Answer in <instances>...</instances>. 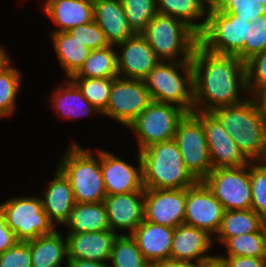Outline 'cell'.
I'll return each instance as SVG.
<instances>
[{
  "label": "cell",
  "mask_w": 266,
  "mask_h": 267,
  "mask_svg": "<svg viewBox=\"0 0 266 267\" xmlns=\"http://www.w3.org/2000/svg\"><path fill=\"white\" fill-rule=\"evenodd\" d=\"M192 67L193 111L212 112L245 101L239 98L241 90L248 92L245 61L235 55L209 52L198 43L192 55Z\"/></svg>",
  "instance_id": "obj_1"
},
{
  "label": "cell",
  "mask_w": 266,
  "mask_h": 267,
  "mask_svg": "<svg viewBox=\"0 0 266 267\" xmlns=\"http://www.w3.org/2000/svg\"><path fill=\"white\" fill-rule=\"evenodd\" d=\"M143 187L149 189H187L198 181L187 170L177 142L154 143L139 151Z\"/></svg>",
  "instance_id": "obj_2"
},
{
  "label": "cell",
  "mask_w": 266,
  "mask_h": 267,
  "mask_svg": "<svg viewBox=\"0 0 266 267\" xmlns=\"http://www.w3.org/2000/svg\"><path fill=\"white\" fill-rule=\"evenodd\" d=\"M212 113L250 162L261 159L266 141V117L254 97L237 105L217 108Z\"/></svg>",
  "instance_id": "obj_3"
},
{
  "label": "cell",
  "mask_w": 266,
  "mask_h": 267,
  "mask_svg": "<svg viewBox=\"0 0 266 267\" xmlns=\"http://www.w3.org/2000/svg\"><path fill=\"white\" fill-rule=\"evenodd\" d=\"M98 160L89 150L72 142L60 159L58 168L69 179L76 203H98L107 196L101 171V151Z\"/></svg>",
  "instance_id": "obj_4"
},
{
  "label": "cell",
  "mask_w": 266,
  "mask_h": 267,
  "mask_svg": "<svg viewBox=\"0 0 266 267\" xmlns=\"http://www.w3.org/2000/svg\"><path fill=\"white\" fill-rule=\"evenodd\" d=\"M140 34L160 61H192L194 49L199 43V35L185 22L160 13ZM178 56L181 59H176Z\"/></svg>",
  "instance_id": "obj_5"
},
{
  "label": "cell",
  "mask_w": 266,
  "mask_h": 267,
  "mask_svg": "<svg viewBox=\"0 0 266 267\" xmlns=\"http://www.w3.org/2000/svg\"><path fill=\"white\" fill-rule=\"evenodd\" d=\"M178 69L183 74L178 72ZM144 82L152 101L174 104L187 113L193 112L192 61H160L146 76Z\"/></svg>",
  "instance_id": "obj_6"
},
{
  "label": "cell",
  "mask_w": 266,
  "mask_h": 267,
  "mask_svg": "<svg viewBox=\"0 0 266 267\" xmlns=\"http://www.w3.org/2000/svg\"><path fill=\"white\" fill-rule=\"evenodd\" d=\"M250 32L251 22L220 12L211 4L206 26L199 34V44L215 54L236 56L249 43Z\"/></svg>",
  "instance_id": "obj_7"
},
{
  "label": "cell",
  "mask_w": 266,
  "mask_h": 267,
  "mask_svg": "<svg viewBox=\"0 0 266 267\" xmlns=\"http://www.w3.org/2000/svg\"><path fill=\"white\" fill-rule=\"evenodd\" d=\"M174 140L177 142L187 170L197 181H203L213 167L201 123V111L185 114L178 123Z\"/></svg>",
  "instance_id": "obj_8"
},
{
  "label": "cell",
  "mask_w": 266,
  "mask_h": 267,
  "mask_svg": "<svg viewBox=\"0 0 266 267\" xmlns=\"http://www.w3.org/2000/svg\"><path fill=\"white\" fill-rule=\"evenodd\" d=\"M186 113L177 105L152 101L127 128L135 132L140 151L174 139L178 123Z\"/></svg>",
  "instance_id": "obj_9"
},
{
  "label": "cell",
  "mask_w": 266,
  "mask_h": 267,
  "mask_svg": "<svg viewBox=\"0 0 266 267\" xmlns=\"http://www.w3.org/2000/svg\"><path fill=\"white\" fill-rule=\"evenodd\" d=\"M7 226L18 241H29L41 235L51 234L55 227L43 209L41 198H11L0 204Z\"/></svg>",
  "instance_id": "obj_10"
},
{
  "label": "cell",
  "mask_w": 266,
  "mask_h": 267,
  "mask_svg": "<svg viewBox=\"0 0 266 267\" xmlns=\"http://www.w3.org/2000/svg\"><path fill=\"white\" fill-rule=\"evenodd\" d=\"M202 182L225 211L251 209L250 163L240 167L212 169Z\"/></svg>",
  "instance_id": "obj_11"
},
{
  "label": "cell",
  "mask_w": 266,
  "mask_h": 267,
  "mask_svg": "<svg viewBox=\"0 0 266 267\" xmlns=\"http://www.w3.org/2000/svg\"><path fill=\"white\" fill-rule=\"evenodd\" d=\"M151 102L144 80L118 76L112 79L110 98L103 115L127 128Z\"/></svg>",
  "instance_id": "obj_12"
},
{
  "label": "cell",
  "mask_w": 266,
  "mask_h": 267,
  "mask_svg": "<svg viewBox=\"0 0 266 267\" xmlns=\"http://www.w3.org/2000/svg\"><path fill=\"white\" fill-rule=\"evenodd\" d=\"M224 211L220 201L202 181L186 189L185 224L216 235Z\"/></svg>",
  "instance_id": "obj_13"
},
{
  "label": "cell",
  "mask_w": 266,
  "mask_h": 267,
  "mask_svg": "<svg viewBox=\"0 0 266 267\" xmlns=\"http://www.w3.org/2000/svg\"><path fill=\"white\" fill-rule=\"evenodd\" d=\"M201 123L213 169L240 167L250 163L212 112L201 111Z\"/></svg>",
  "instance_id": "obj_14"
},
{
  "label": "cell",
  "mask_w": 266,
  "mask_h": 267,
  "mask_svg": "<svg viewBox=\"0 0 266 267\" xmlns=\"http://www.w3.org/2000/svg\"><path fill=\"white\" fill-rule=\"evenodd\" d=\"M186 189L145 188L144 220L176 228L184 223Z\"/></svg>",
  "instance_id": "obj_15"
},
{
  "label": "cell",
  "mask_w": 266,
  "mask_h": 267,
  "mask_svg": "<svg viewBox=\"0 0 266 267\" xmlns=\"http://www.w3.org/2000/svg\"><path fill=\"white\" fill-rule=\"evenodd\" d=\"M119 45L122 50L117 55L118 75L123 78L144 80L160 62L154 50L141 34L127 38Z\"/></svg>",
  "instance_id": "obj_16"
},
{
  "label": "cell",
  "mask_w": 266,
  "mask_h": 267,
  "mask_svg": "<svg viewBox=\"0 0 266 267\" xmlns=\"http://www.w3.org/2000/svg\"><path fill=\"white\" fill-rule=\"evenodd\" d=\"M138 167L112 153L101 151V171L107 195L125 194L140 191L143 188L142 161L138 154Z\"/></svg>",
  "instance_id": "obj_17"
},
{
  "label": "cell",
  "mask_w": 266,
  "mask_h": 267,
  "mask_svg": "<svg viewBox=\"0 0 266 267\" xmlns=\"http://www.w3.org/2000/svg\"><path fill=\"white\" fill-rule=\"evenodd\" d=\"M145 188L140 191L107 195L104 203L107 209L110 230H129L130 235L144 221Z\"/></svg>",
  "instance_id": "obj_18"
},
{
  "label": "cell",
  "mask_w": 266,
  "mask_h": 267,
  "mask_svg": "<svg viewBox=\"0 0 266 267\" xmlns=\"http://www.w3.org/2000/svg\"><path fill=\"white\" fill-rule=\"evenodd\" d=\"M206 231L188 224H179L174 231L170 258L200 265L215 256H209L213 239ZM206 254V255H205Z\"/></svg>",
  "instance_id": "obj_19"
},
{
  "label": "cell",
  "mask_w": 266,
  "mask_h": 267,
  "mask_svg": "<svg viewBox=\"0 0 266 267\" xmlns=\"http://www.w3.org/2000/svg\"><path fill=\"white\" fill-rule=\"evenodd\" d=\"M93 20L110 45L138 34L127 19L121 0H93Z\"/></svg>",
  "instance_id": "obj_20"
},
{
  "label": "cell",
  "mask_w": 266,
  "mask_h": 267,
  "mask_svg": "<svg viewBox=\"0 0 266 267\" xmlns=\"http://www.w3.org/2000/svg\"><path fill=\"white\" fill-rule=\"evenodd\" d=\"M67 234L68 258L103 263L109 262L113 242L118 235L111 230Z\"/></svg>",
  "instance_id": "obj_21"
},
{
  "label": "cell",
  "mask_w": 266,
  "mask_h": 267,
  "mask_svg": "<svg viewBox=\"0 0 266 267\" xmlns=\"http://www.w3.org/2000/svg\"><path fill=\"white\" fill-rule=\"evenodd\" d=\"M175 228L144 220L131 234L150 263L170 258Z\"/></svg>",
  "instance_id": "obj_22"
},
{
  "label": "cell",
  "mask_w": 266,
  "mask_h": 267,
  "mask_svg": "<svg viewBox=\"0 0 266 267\" xmlns=\"http://www.w3.org/2000/svg\"><path fill=\"white\" fill-rule=\"evenodd\" d=\"M56 171L53 180L48 183L44 196L41 198L43 209L54 227L57 222L59 225L66 224L76 204L69 179L58 167Z\"/></svg>",
  "instance_id": "obj_23"
},
{
  "label": "cell",
  "mask_w": 266,
  "mask_h": 267,
  "mask_svg": "<svg viewBox=\"0 0 266 267\" xmlns=\"http://www.w3.org/2000/svg\"><path fill=\"white\" fill-rule=\"evenodd\" d=\"M45 13L58 26L52 32L70 29L93 21V0H46Z\"/></svg>",
  "instance_id": "obj_24"
},
{
  "label": "cell",
  "mask_w": 266,
  "mask_h": 267,
  "mask_svg": "<svg viewBox=\"0 0 266 267\" xmlns=\"http://www.w3.org/2000/svg\"><path fill=\"white\" fill-rule=\"evenodd\" d=\"M155 2L158 13L182 20L198 35L204 30L211 0H155ZM202 18L203 22L195 23Z\"/></svg>",
  "instance_id": "obj_25"
},
{
  "label": "cell",
  "mask_w": 266,
  "mask_h": 267,
  "mask_svg": "<svg viewBox=\"0 0 266 267\" xmlns=\"http://www.w3.org/2000/svg\"><path fill=\"white\" fill-rule=\"evenodd\" d=\"M54 230L51 234L41 235L29 240L32 267H62L67 260V241Z\"/></svg>",
  "instance_id": "obj_26"
},
{
  "label": "cell",
  "mask_w": 266,
  "mask_h": 267,
  "mask_svg": "<svg viewBox=\"0 0 266 267\" xmlns=\"http://www.w3.org/2000/svg\"><path fill=\"white\" fill-rule=\"evenodd\" d=\"M59 63L70 79L75 75L91 53V49L67 32H51Z\"/></svg>",
  "instance_id": "obj_27"
},
{
  "label": "cell",
  "mask_w": 266,
  "mask_h": 267,
  "mask_svg": "<svg viewBox=\"0 0 266 267\" xmlns=\"http://www.w3.org/2000/svg\"><path fill=\"white\" fill-rule=\"evenodd\" d=\"M65 225L71 229L69 233L110 230L104 201L98 203H76Z\"/></svg>",
  "instance_id": "obj_28"
},
{
  "label": "cell",
  "mask_w": 266,
  "mask_h": 267,
  "mask_svg": "<svg viewBox=\"0 0 266 267\" xmlns=\"http://www.w3.org/2000/svg\"><path fill=\"white\" fill-rule=\"evenodd\" d=\"M265 224L266 221L252 209L224 211L215 237L223 243L237 235L258 232Z\"/></svg>",
  "instance_id": "obj_29"
},
{
  "label": "cell",
  "mask_w": 266,
  "mask_h": 267,
  "mask_svg": "<svg viewBox=\"0 0 266 267\" xmlns=\"http://www.w3.org/2000/svg\"><path fill=\"white\" fill-rule=\"evenodd\" d=\"M64 82L66 86L57 87L53 93L51 102L57 113L64 118H74L78 116L99 113V111L83 96L79 87L71 80ZM65 87V88H64Z\"/></svg>",
  "instance_id": "obj_30"
},
{
  "label": "cell",
  "mask_w": 266,
  "mask_h": 267,
  "mask_svg": "<svg viewBox=\"0 0 266 267\" xmlns=\"http://www.w3.org/2000/svg\"><path fill=\"white\" fill-rule=\"evenodd\" d=\"M114 45L92 50L80 70L71 78H105L118 77L117 53Z\"/></svg>",
  "instance_id": "obj_31"
},
{
  "label": "cell",
  "mask_w": 266,
  "mask_h": 267,
  "mask_svg": "<svg viewBox=\"0 0 266 267\" xmlns=\"http://www.w3.org/2000/svg\"><path fill=\"white\" fill-rule=\"evenodd\" d=\"M222 244L228 256L266 258V224L258 232L237 235Z\"/></svg>",
  "instance_id": "obj_32"
},
{
  "label": "cell",
  "mask_w": 266,
  "mask_h": 267,
  "mask_svg": "<svg viewBox=\"0 0 266 267\" xmlns=\"http://www.w3.org/2000/svg\"><path fill=\"white\" fill-rule=\"evenodd\" d=\"M110 261L112 267H151L130 234L117 235L113 242Z\"/></svg>",
  "instance_id": "obj_33"
},
{
  "label": "cell",
  "mask_w": 266,
  "mask_h": 267,
  "mask_svg": "<svg viewBox=\"0 0 266 267\" xmlns=\"http://www.w3.org/2000/svg\"><path fill=\"white\" fill-rule=\"evenodd\" d=\"M10 58L0 64V118L14 113L20 86V73L11 66Z\"/></svg>",
  "instance_id": "obj_34"
},
{
  "label": "cell",
  "mask_w": 266,
  "mask_h": 267,
  "mask_svg": "<svg viewBox=\"0 0 266 267\" xmlns=\"http://www.w3.org/2000/svg\"><path fill=\"white\" fill-rule=\"evenodd\" d=\"M82 91L83 96L103 114L110 98L112 79L105 78H70Z\"/></svg>",
  "instance_id": "obj_35"
},
{
  "label": "cell",
  "mask_w": 266,
  "mask_h": 267,
  "mask_svg": "<svg viewBox=\"0 0 266 267\" xmlns=\"http://www.w3.org/2000/svg\"><path fill=\"white\" fill-rule=\"evenodd\" d=\"M211 4L218 11L238 15L247 22L260 19L266 10L258 0H211Z\"/></svg>",
  "instance_id": "obj_36"
},
{
  "label": "cell",
  "mask_w": 266,
  "mask_h": 267,
  "mask_svg": "<svg viewBox=\"0 0 266 267\" xmlns=\"http://www.w3.org/2000/svg\"><path fill=\"white\" fill-rule=\"evenodd\" d=\"M127 19L140 34L158 13L155 0H121Z\"/></svg>",
  "instance_id": "obj_37"
},
{
  "label": "cell",
  "mask_w": 266,
  "mask_h": 267,
  "mask_svg": "<svg viewBox=\"0 0 266 267\" xmlns=\"http://www.w3.org/2000/svg\"><path fill=\"white\" fill-rule=\"evenodd\" d=\"M251 209L266 221V166L250 162Z\"/></svg>",
  "instance_id": "obj_38"
},
{
  "label": "cell",
  "mask_w": 266,
  "mask_h": 267,
  "mask_svg": "<svg viewBox=\"0 0 266 267\" xmlns=\"http://www.w3.org/2000/svg\"><path fill=\"white\" fill-rule=\"evenodd\" d=\"M246 79L250 96L266 87V49L246 61Z\"/></svg>",
  "instance_id": "obj_39"
},
{
  "label": "cell",
  "mask_w": 266,
  "mask_h": 267,
  "mask_svg": "<svg viewBox=\"0 0 266 267\" xmlns=\"http://www.w3.org/2000/svg\"><path fill=\"white\" fill-rule=\"evenodd\" d=\"M266 49V21L262 16L260 19L251 22L249 43L236 55L241 61H247L253 55Z\"/></svg>",
  "instance_id": "obj_40"
},
{
  "label": "cell",
  "mask_w": 266,
  "mask_h": 267,
  "mask_svg": "<svg viewBox=\"0 0 266 267\" xmlns=\"http://www.w3.org/2000/svg\"><path fill=\"white\" fill-rule=\"evenodd\" d=\"M68 32L72 36L77 37L83 45L91 50L101 49L110 45L106 40L104 32L94 20L74 27Z\"/></svg>",
  "instance_id": "obj_41"
},
{
  "label": "cell",
  "mask_w": 266,
  "mask_h": 267,
  "mask_svg": "<svg viewBox=\"0 0 266 267\" xmlns=\"http://www.w3.org/2000/svg\"><path fill=\"white\" fill-rule=\"evenodd\" d=\"M0 267H32L29 241H18L0 253Z\"/></svg>",
  "instance_id": "obj_42"
},
{
  "label": "cell",
  "mask_w": 266,
  "mask_h": 267,
  "mask_svg": "<svg viewBox=\"0 0 266 267\" xmlns=\"http://www.w3.org/2000/svg\"><path fill=\"white\" fill-rule=\"evenodd\" d=\"M227 267H266V258L245 256H217Z\"/></svg>",
  "instance_id": "obj_43"
},
{
  "label": "cell",
  "mask_w": 266,
  "mask_h": 267,
  "mask_svg": "<svg viewBox=\"0 0 266 267\" xmlns=\"http://www.w3.org/2000/svg\"><path fill=\"white\" fill-rule=\"evenodd\" d=\"M17 242L15 233L7 226L4 213L0 209V253L13 247Z\"/></svg>",
  "instance_id": "obj_44"
},
{
  "label": "cell",
  "mask_w": 266,
  "mask_h": 267,
  "mask_svg": "<svg viewBox=\"0 0 266 267\" xmlns=\"http://www.w3.org/2000/svg\"><path fill=\"white\" fill-rule=\"evenodd\" d=\"M195 263L183 260L164 259L151 264V267H197Z\"/></svg>",
  "instance_id": "obj_45"
},
{
  "label": "cell",
  "mask_w": 266,
  "mask_h": 267,
  "mask_svg": "<svg viewBox=\"0 0 266 267\" xmlns=\"http://www.w3.org/2000/svg\"><path fill=\"white\" fill-rule=\"evenodd\" d=\"M66 263L68 267H109L106 263L95 262L86 259L68 258Z\"/></svg>",
  "instance_id": "obj_46"
},
{
  "label": "cell",
  "mask_w": 266,
  "mask_h": 267,
  "mask_svg": "<svg viewBox=\"0 0 266 267\" xmlns=\"http://www.w3.org/2000/svg\"><path fill=\"white\" fill-rule=\"evenodd\" d=\"M261 113L266 117V87L254 96Z\"/></svg>",
  "instance_id": "obj_47"
},
{
  "label": "cell",
  "mask_w": 266,
  "mask_h": 267,
  "mask_svg": "<svg viewBox=\"0 0 266 267\" xmlns=\"http://www.w3.org/2000/svg\"><path fill=\"white\" fill-rule=\"evenodd\" d=\"M197 267H227V266L220 258L215 256L214 258H212L210 260L204 261L203 263H201Z\"/></svg>",
  "instance_id": "obj_48"
},
{
  "label": "cell",
  "mask_w": 266,
  "mask_h": 267,
  "mask_svg": "<svg viewBox=\"0 0 266 267\" xmlns=\"http://www.w3.org/2000/svg\"><path fill=\"white\" fill-rule=\"evenodd\" d=\"M8 54L0 46V64L8 58Z\"/></svg>",
  "instance_id": "obj_49"
},
{
  "label": "cell",
  "mask_w": 266,
  "mask_h": 267,
  "mask_svg": "<svg viewBox=\"0 0 266 267\" xmlns=\"http://www.w3.org/2000/svg\"><path fill=\"white\" fill-rule=\"evenodd\" d=\"M259 162H260L262 165L266 166V141H265L264 153H263L261 159L259 160Z\"/></svg>",
  "instance_id": "obj_50"
},
{
  "label": "cell",
  "mask_w": 266,
  "mask_h": 267,
  "mask_svg": "<svg viewBox=\"0 0 266 267\" xmlns=\"http://www.w3.org/2000/svg\"><path fill=\"white\" fill-rule=\"evenodd\" d=\"M258 1H260L261 4L266 7V0H258Z\"/></svg>",
  "instance_id": "obj_51"
},
{
  "label": "cell",
  "mask_w": 266,
  "mask_h": 267,
  "mask_svg": "<svg viewBox=\"0 0 266 267\" xmlns=\"http://www.w3.org/2000/svg\"><path fill=\"white\" fill-rule=\"evenodd\" d=\"M263 16L265 17V21H266V10H265V13L263 14Z\"/></svg>",
  "instance_id": "obj_52"
}]
</instances>
